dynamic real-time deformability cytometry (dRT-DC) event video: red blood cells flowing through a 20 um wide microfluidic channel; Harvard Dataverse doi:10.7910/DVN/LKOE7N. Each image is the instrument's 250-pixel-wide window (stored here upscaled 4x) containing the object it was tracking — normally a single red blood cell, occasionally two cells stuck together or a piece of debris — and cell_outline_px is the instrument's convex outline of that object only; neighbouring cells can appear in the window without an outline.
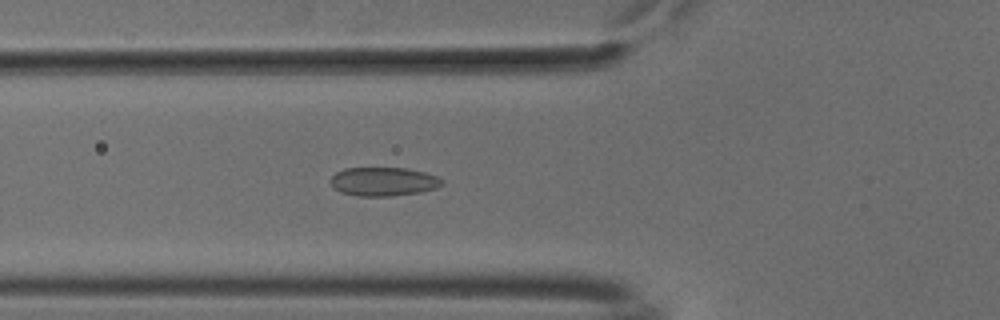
{"species": "common noctule bat (a hibernating species)", "species_latin": "Nyctalus noctula", "temperature_condition": "cold", "stored_images_in_passage": 50, "camera_frame_rate_fps": 3000, "um_per_image_px": 0.085, "animal": {"sex": "male", "body_mass_g": 18.8}, "frame": {"image": 1, "passage_image": 20, "time_ms": 6.333, "image_size_px": [1000, 320], "cell_outline_px": [[444, 184], [436, 188], [420, 192], [388, 196], [360, 196], [340, 192], [332, 188], [332, 176], [336, 172], [344, 168], [404, 168], [424, 172], [440, 176], [444, 180]], "centroid_in_image_um": [32.62, 15.43], "position_along_channel_um": 93.2, "area_um2": 18.73}}
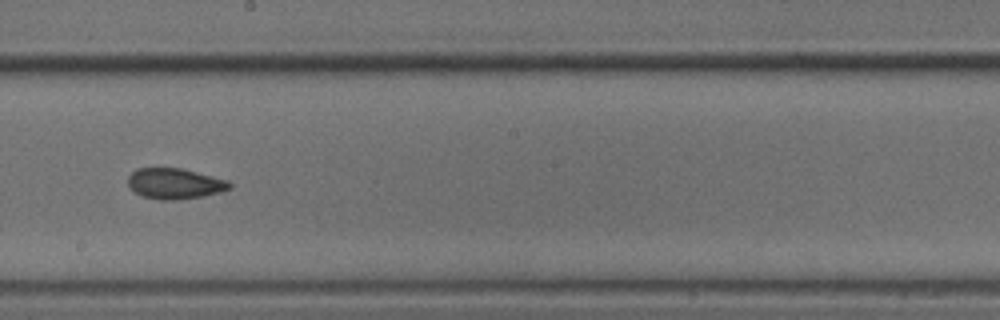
{"frame": {"image": 2, "passage_image": 31, "time_ms": 10.0, "image_size_px": [1000, 320], "cell_outline_px": [[232, 188], [220, 192], [204, 196], [176, 200], [160, 200], [144, 196], [136, 192], [128, 184], [128, 176], [136, 168], [180, 168], [228, 180], [232, 184]], "centroid_in_image_um": [14.88, 15.61], "position_along_channel_um": 233.3, "area_um2": 18.09}}
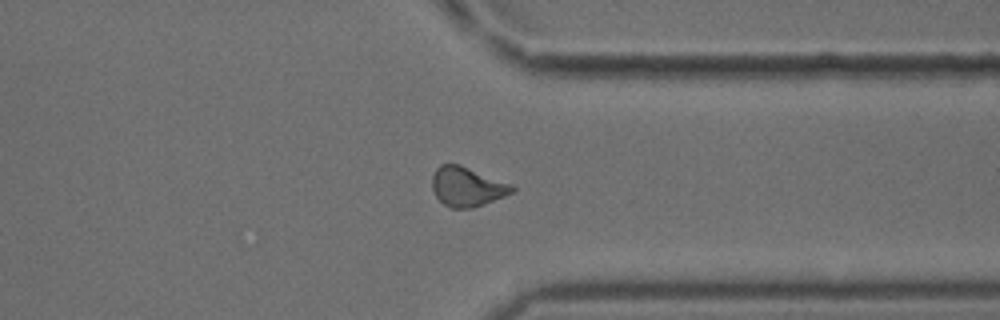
{"frame": {"image": 3, "passage_image": 42, "time_ms": 13.667, "image_size_px": [1000, 320], "cell_outline_px": [[516, 188], [512, 192], [504, 196], [472, 208], [452, 208], [444, 204], [436, 196], [432, 188], [432, 176], [436, 168], [440, 164], [460, 164], [512, 184]], "centroid_in_image_um": [39.69, 15.85], "position_along_channel_um": 371.7, "area_um2": 18.26}}